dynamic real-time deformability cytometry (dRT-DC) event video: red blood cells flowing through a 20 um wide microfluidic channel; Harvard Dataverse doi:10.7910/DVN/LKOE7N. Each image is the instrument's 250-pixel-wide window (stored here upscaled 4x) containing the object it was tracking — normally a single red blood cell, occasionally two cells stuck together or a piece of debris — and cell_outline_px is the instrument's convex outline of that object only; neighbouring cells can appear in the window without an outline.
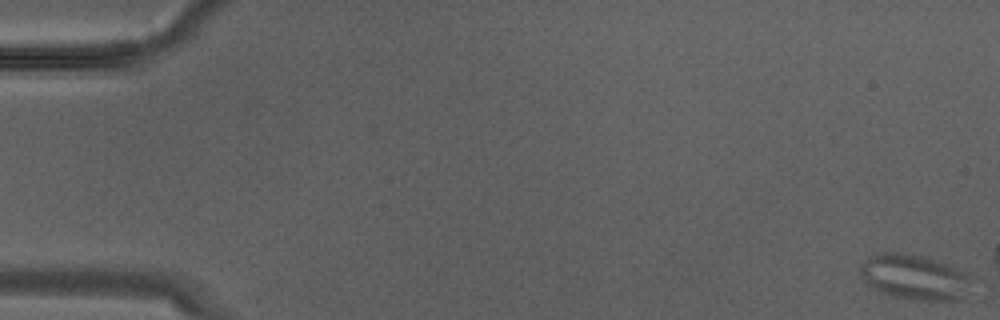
{"species": "Egyptian fruit bat (a non-hibernating species)", "species_latin": "Rousettus aegyptiacus", "temperature_condition": "warm", "stored_images_in_passage": 7, "camera_frame_rate_fps": 3000, "um_per_image_px": 0.085, "animal": {"sex": "male"}, "frame": {"image": 1, "passage_image": 1, "time_ms": 0.0, "image_size_px": [1000, 320], "cell_outline_px": [[968, 276], [964, 300], [912, 300], [892, 296], [868, 288], [860, 276], [860, 264], [868, 256], [880, 252], [900, 252], [920, 256], [956, 268], [964, 272]], "centroid_in_image_um": [77.59, 23.57], "position_along_channel_um": 7.4, "area_um2": 29.19}}